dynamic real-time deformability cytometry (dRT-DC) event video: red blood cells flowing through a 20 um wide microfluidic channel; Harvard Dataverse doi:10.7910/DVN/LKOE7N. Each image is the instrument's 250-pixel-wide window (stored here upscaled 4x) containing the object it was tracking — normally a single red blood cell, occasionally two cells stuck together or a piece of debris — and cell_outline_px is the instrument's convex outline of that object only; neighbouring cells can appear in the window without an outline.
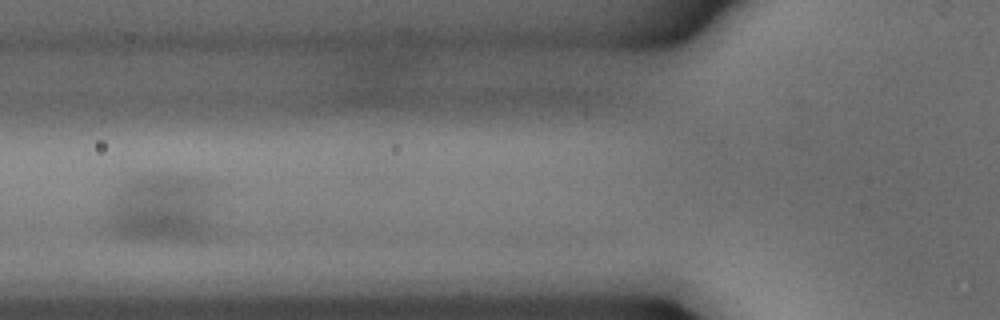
{"species": "common noctule bat (a hibernating species)", "species_latin": "Nyctalus noctula", "temperature_condition": "warm", "stored_images_in_passage": 12, "camera_frame_rate_fps": 3000, "um_per_image_px": 0.085, "animal": {"sex": "male", "body_mass_g": 15.6}, "frame": {"image": 1, "passage_image": 4, "time_ms": 1.0, "image_size_px": [1000, 320], "cell_outline_px": [[232, 232], [228, 236], [200, 240], [144, 240], [96, 232], [84, 224], [112, 204], [152, 188], [160, 188], [200, 204], [228, 224], [232, 228]], "centroid_in_image_um": [13.55, 18.58], "position_along_channel_um": 112.3, "area_um2": 36.36}}